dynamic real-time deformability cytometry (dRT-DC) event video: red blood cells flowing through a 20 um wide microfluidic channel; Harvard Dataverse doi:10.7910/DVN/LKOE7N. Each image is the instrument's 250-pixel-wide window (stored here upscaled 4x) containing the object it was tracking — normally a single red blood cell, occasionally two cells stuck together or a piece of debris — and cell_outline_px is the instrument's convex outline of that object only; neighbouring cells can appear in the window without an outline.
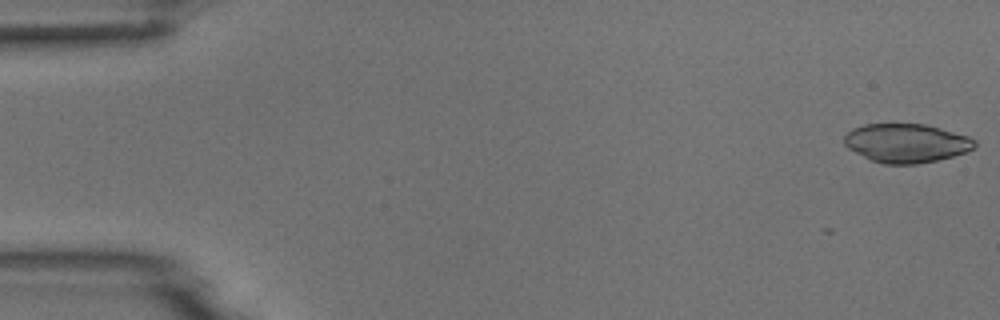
{"species": "common noctule bat (a hibernating species)", "species_latin": "Nyctalus noctula", "temperature_condition": "room temperature", "stored_images_in_passage": 14, "camera_frame_rate_fps": 3000, "um_per_image_px": 0.085, "animal": {"sex": "male", "body_mass_g": 18.8}, "frame": {"image": 1, "passage_image": 1, "time_ms": 0.0, "image_size_px": [1000, 320], "cell_outline_px": [[976, 144], [972, 148], [964, 152], [952, 156], [936, 160], [916, 164], [884, 164], [872, 160], [848, 148], [844, 144], [844, 136], [852, 128], [864, 124], [924, 124], [940, 128], [968, 136], [976, 140]], "centroid_in_image_um": [77.02, 12.15], "position_along_channel_um": 8.0, "area_um2": 29.25}}